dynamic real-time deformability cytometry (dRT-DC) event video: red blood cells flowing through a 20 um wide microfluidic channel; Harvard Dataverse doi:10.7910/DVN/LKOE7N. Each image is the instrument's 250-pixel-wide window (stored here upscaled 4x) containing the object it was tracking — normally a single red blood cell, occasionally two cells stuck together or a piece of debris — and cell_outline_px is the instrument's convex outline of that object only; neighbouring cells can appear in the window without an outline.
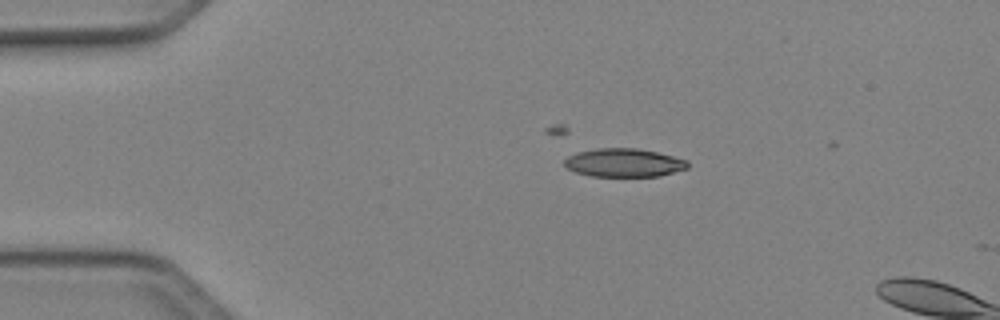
{"species": "Egyptian fruit bat (a non-hibernating species)", "species_latin": "Rousettus aegyptiacus", "temperature_condition": "cold", "stored_images_in_passage": 4, "camera_frame_rate_fps": 3000, "um_per_image_px": 0.085, "animal": {"sex": "female"}, "frame": {"image": 1, "passage_image": 1, "time_ms": 0.0, "image_size_px": [1000, 320], "cell_outline_px": [[688, 168], [660, 176], [592, 176], [576, 172], [568, 168], [564, 164], [564, 160], [568, 156], [576, 152], [596, 148], [636, 148], [656, 152], [688, 160]], "centroid_in_image_um": [53.03, 13.82], "position_along_channel_um": 32.0, "area_um2": 20.35}}